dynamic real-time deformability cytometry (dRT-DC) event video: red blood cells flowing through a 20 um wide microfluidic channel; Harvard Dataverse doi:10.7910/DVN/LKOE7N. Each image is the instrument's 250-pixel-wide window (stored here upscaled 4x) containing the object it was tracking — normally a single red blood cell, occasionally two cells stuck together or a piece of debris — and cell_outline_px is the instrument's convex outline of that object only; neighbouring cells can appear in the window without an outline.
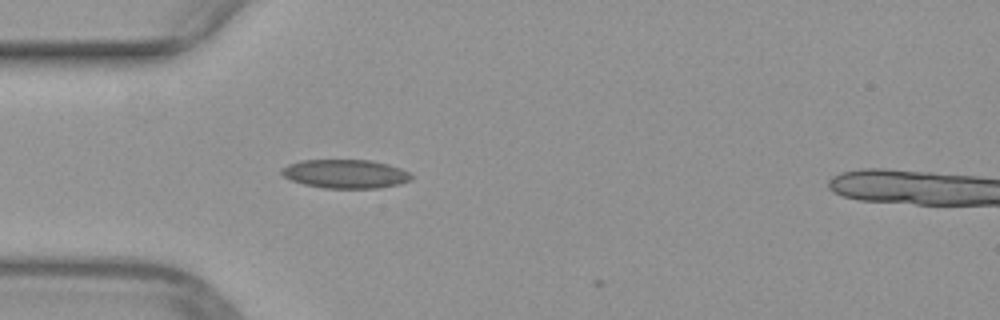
{"species": "common noctule bat (a hibernating species)", "species_latin": "Nyctalus noctula", "temperature_condition": "warm", "stored_images_in_passage": 19, "camera_frame_rate_fps": 3000, "um_per_image_px": 0.085, "animal": {"sex": "female", "body_mass_g": 29.2, "forearm_length_mm": 56.3}, "frame": {"image": 1, "passage_image": 1, "time_ms": 0.0, "image_size_px": [1000, 320], "cell_outline_px": [[412, 180], [400, 184], [376, 188], [324, 188], [304, 184], [292, 180], [284, 176], [280, 172], [280, 168], [288, 164], [300, 160], [372, 160], [388, 164], [400, 168], [408, 172], [412, 176]], "centroid_in_image_um": [29.35, 14.77], "position_along_channel_um": 55.6, "area_um2": 21.79}}
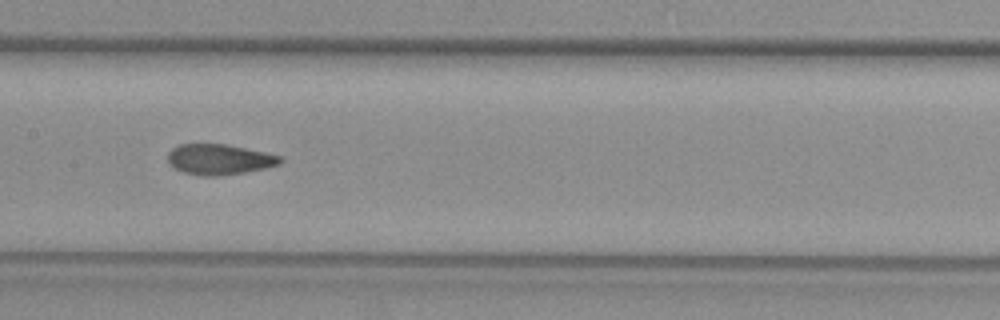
{"frame": {"image": 2, "passage_image": 11, "time_ms": 3.333, "image_size_px": [1000, 320], "cell_outline_px": [[284, 160], [280, 164], [264, 168], [244, 172], [220, 176], [204, 176], [184, 172], [168, 164], [168, 152], [172, 148], [180, 144], [224, 144], [264, 152], [280, 156]], "centroid_in_image_um": [18.62, 13.55], "position_along_channel_um": 188.8, "area_um2": 19.83}}
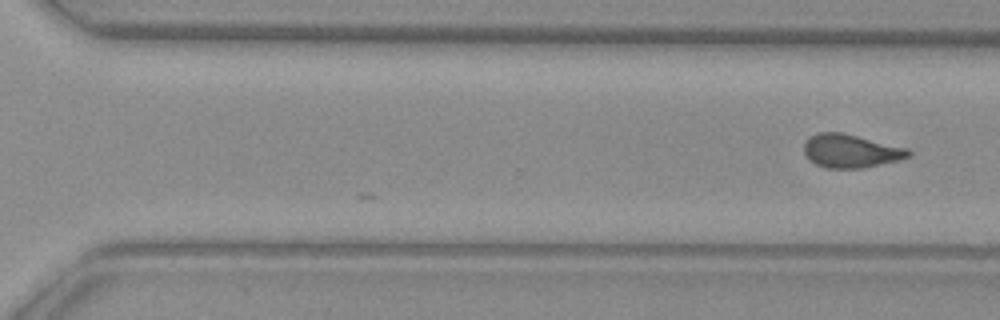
{"frame": {"image": 3, "passage_image": 19, "time_ms": 6.0, "image_size_px": [1000, 320], "cell_outline_px": [[912, 156], [900, 160], [860, 168], [824, 168], [816, 164], [804, 152], [804, 144], [812, 136], [820, 132], [840, 132], [908, 148], [912, 152]], "centroid_in_image_um": [72.36, 12.84], "position_along_channel_um": 298.2, "area_um2": 20.06}}